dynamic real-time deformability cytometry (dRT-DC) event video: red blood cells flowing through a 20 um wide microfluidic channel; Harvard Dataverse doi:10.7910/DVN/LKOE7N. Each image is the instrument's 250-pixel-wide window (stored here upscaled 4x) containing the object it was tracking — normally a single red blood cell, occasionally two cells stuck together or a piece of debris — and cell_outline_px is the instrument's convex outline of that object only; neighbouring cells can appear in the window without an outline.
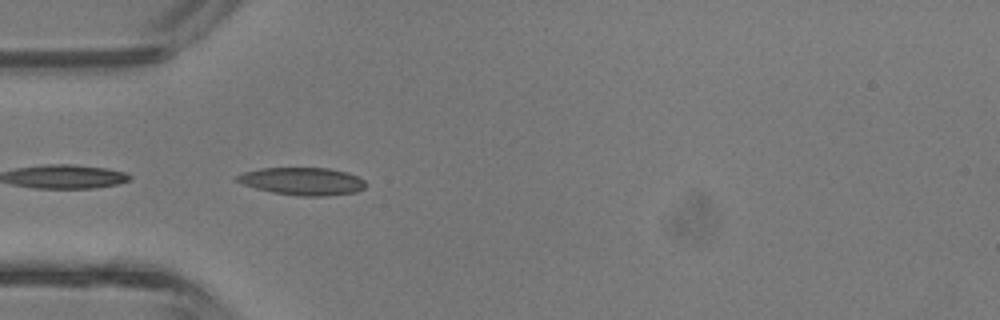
{"species": "common noctule bat (a hibernating species)", "species_latin": "Nyctalus noctula", "temperature_condition": "room temperature", "stored_images_in_passage": 4, "camera_frame_rate_fps": 3000, "um_per_image_px": 0.085, "animal": {"sex": "male", "body_mass_g": 13.3}, "frame": {"image": 1, "passage_image": 4, "time_ms": 1.0, "image_size_px": [1000, 320], "cell_outline_px": [[364, 188], [356, 192], [324, 196], [300, 196], [272, 192], [256, 188], [244, 184], [236, 180], [236, 176], [244, 172], [260, 168], [328, 168], [348, 172], [364, 180]], "centroid_in_image_um": [25.71, 15.4], "position_along_channel_um": 59.3, "area_um2": 20.52}}